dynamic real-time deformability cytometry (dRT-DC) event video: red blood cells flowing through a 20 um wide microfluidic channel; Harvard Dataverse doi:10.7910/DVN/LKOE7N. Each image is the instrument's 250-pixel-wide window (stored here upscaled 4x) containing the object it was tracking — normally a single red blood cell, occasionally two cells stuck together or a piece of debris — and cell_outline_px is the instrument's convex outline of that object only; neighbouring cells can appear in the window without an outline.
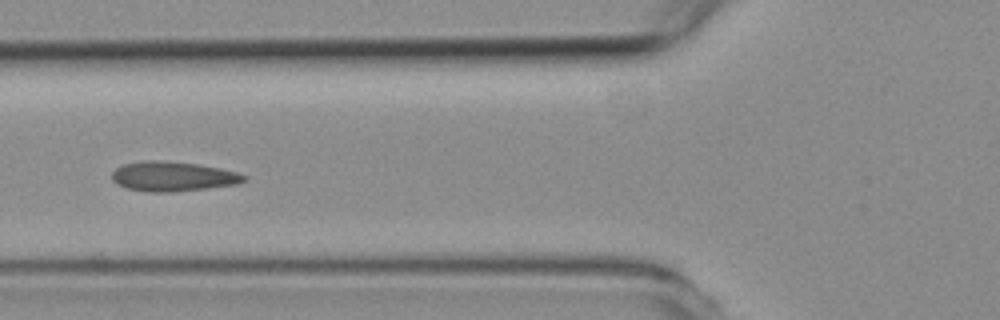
{"species": "common noctule bat (a hibernating species)", "species_latin": "Nyctalus noctula", "temperature_condition": "room temperature", "stored_images_in_passage": 5, "camera_frame_rate_fps": 3000, "um_per_image_px": 0.085, "animal": {"sex": "female", "body_mass_g": 19.3, "forearm_length_mm": 54.1}, "frame": {"image": 1, "passage_image": 5, "time_ms": 4.667, "image_size_px": [1000, 320], "cell_outline_px": [[248, 180], [240, 184], [208, 188], [172, 192], [148, 192], [128, 188], [116, 184], [112, 180], [112, 172], [116, 168], [124, 164], [144, 160], [156, 160], [196, 164], [220, 168], [236, 172], [248, 176]], "centroid_in_image_um": [14.72, 15.0], "position_along_channel_um": 111.1, "area_um2": 22.95}}